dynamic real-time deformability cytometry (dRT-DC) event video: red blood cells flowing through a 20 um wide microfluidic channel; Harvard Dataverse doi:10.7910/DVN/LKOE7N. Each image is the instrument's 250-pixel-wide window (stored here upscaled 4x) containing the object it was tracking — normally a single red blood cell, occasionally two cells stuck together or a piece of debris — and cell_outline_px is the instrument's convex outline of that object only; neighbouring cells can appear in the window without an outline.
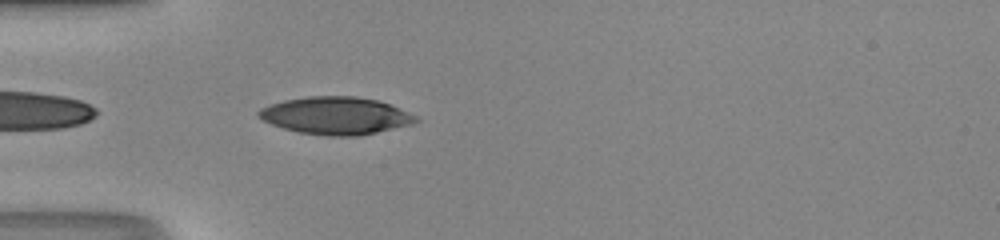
{"species": "human", "species_latin": "Homo sapiens", "temperature_condition": "room temperature", "stored_images_in_passage": 36, "camera_frame_rate_fps": 3000, "um_per_image_px": 0.085, "donor": {"sex": "male"}, "frame": {"image": 1, "passage_image": 2, "time_ms": 0.333, "image_size_px": [1000, 240], "cell_outline_px": [[420, 120], [412, 124], [360, 136], [328, 136], [300, 132], [284, 128], [272, 124], [256, 116], [256, 112], [260, 108], [284, 100], [308, 96], [356, 96], [380, 100], [416, 116]], "centroid_in_image_um": [28.54, 9.83], "position_along_channel_um": 56.5, "area_um2": 34.28}}
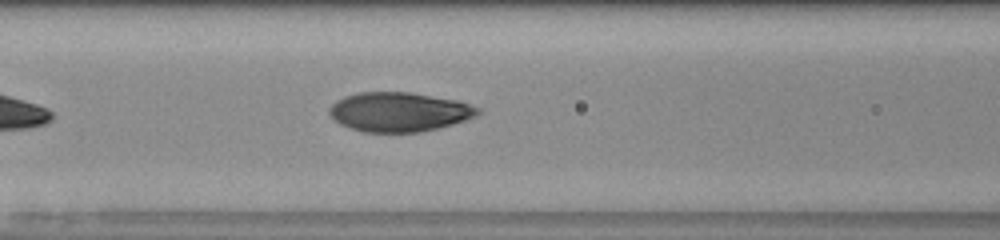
{"frame": {"image": 2, "passage_image": 8, "time_ms": 2.333, "image_size_px": [1000, 240], "cell_outline_px": [[480, 112], [476, 116], [452, 124], [420, 132], [364, 132], [340, 124], [328, 112], [328, 108], [336, 100], [344, 96], [356, 92], [408, 92], [460, 100], [480, 108]], "centroid_in_image_um": [33.92, 9.5], "position_along_channel_um": 132.7, "area_um2": 34.04}}
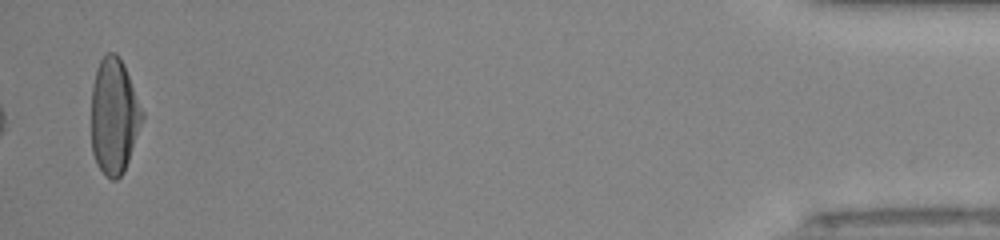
{"frame": {"image": 3, "passage_image": 35, "time_ms": 11.333, "image_size_px": [1000, 240], "cell_outline_px": [[144, 120], [124, 172], [116, 180], [112, 180], [104, 176], [96, 164], [92, 152], [92, 84], [96, 68], [100, 60], [108, 52], [116, 52], [124, 64], [144, 112]], "centroid_in_image_um": [9.71, 9.89], "position_along_channel_um": 425.5, "area_um2": 34.8}, "authors_computed_cell_mechanics": {"area_um2": 34.1309, "velocity_mm_per_s": 4.2103, "shape_relaxation_time_tau1_ms": 5.4758, "shape_relaxation_time_tau2_ms": 0.7339, "deformation_change_tau1": 0.2341, "deformation_change_tau2": 0.0562}}